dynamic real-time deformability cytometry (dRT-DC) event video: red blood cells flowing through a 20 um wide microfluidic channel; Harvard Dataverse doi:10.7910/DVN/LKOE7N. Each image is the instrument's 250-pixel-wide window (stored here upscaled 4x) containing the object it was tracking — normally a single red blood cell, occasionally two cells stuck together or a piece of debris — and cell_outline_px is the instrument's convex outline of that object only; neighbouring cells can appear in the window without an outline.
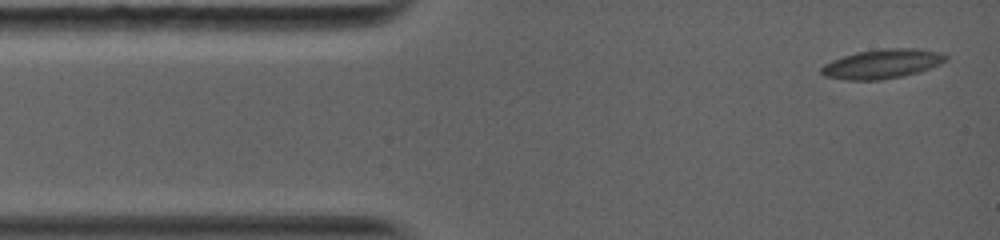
{"species": "common noctule bat (a hibernating species)", "species_latin": "Nyctalus noctula", "temperature_condition": "warm", "stored_images_in_passage": 40, "camera_frame_rate_fps": 5000, "um_per_image_px": 0.085, "animal": {"sex": "female", "body_mass_g": 19.0, "forearm_length_mm": 56.7}, "frame": {"image": 1, "passage_image": 1, "time_ms": 0.0, "image_size_px": [1000, 240], "cell_outline_px": [[948, 60], [940, 64], [904, 76], [880, 80], [848, 80], [824, 76], [820, 72], [820, 68], [824, 64], [832, 60], [856, 52], [884, 48], [920, 48], [940, 52], [948, 56]], "centroid_in_image_um": [74.99, 5.42], "position_along_channel_um": 10.0, "area_um2": 21.33}}
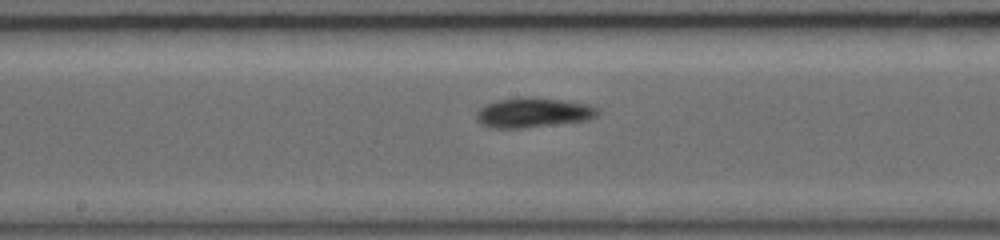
{"frame": {"image": 2, "passage_image": 18, "time_ms": 6.4, "image_size_px": [1000, 240], "cell_outline_px": [[600, 112], [596, 116], [588, 120], [520, 128], [488, 128], [480, 124], [476, 120], [476, 112], [480, 108], [488, 104], [500, 100], [520, 96], [560, 100], [588, 104], [596, 108]], "centroid_in_image_um": [45.28, 9.58], "position_along_channel_um": 202.9, "area_um2": 20.87}}
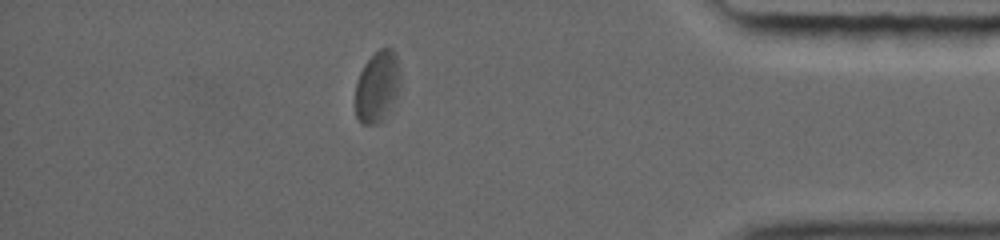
{"frame": {"image": 3, "passage_image": 34, "time_ms": 12.2, "image_size_px": [1000, 240], "cell_outline_px": [[400, 84], [396, 96], [384, 116], [376, 124], [360, 124], [356, 116], [356, 84], [360, 72], [364, 64], [380, 48], [392, 48], [396, 52], [400, 76]], "centroid_in_image_um": [32.06, 7.33], "position_along_channel_um": 403.1, "area_um2": 18.38}, "authors_computed_cell_mechanics": {"area_um2": 19.7676, "velocity_mm_per_s": 4.0311, "shape_relaxation_time_tau1_ms": 1.104, "shape_relaxation_time_tau2_ms": 2.112, "deformation_change_tau1": 0.0826, "deformation_change_tau2": 0.0466}}